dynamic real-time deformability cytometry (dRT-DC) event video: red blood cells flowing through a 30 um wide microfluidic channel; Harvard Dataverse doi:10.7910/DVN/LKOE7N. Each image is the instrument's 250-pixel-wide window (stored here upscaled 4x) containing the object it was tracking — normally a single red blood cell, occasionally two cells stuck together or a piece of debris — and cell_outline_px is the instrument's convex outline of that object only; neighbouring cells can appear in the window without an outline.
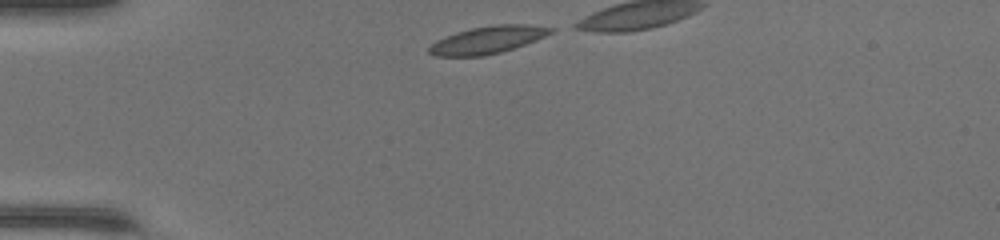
{"species": "common noctule bat (a hibernating species)", "species_latin": "Nyctalus noctula", "temperature_condition": "warm", "stored_images_in_passage": 11, "camera_frame_rate_fps": 3000, "um_per_image_px": 0.085, "animal": {"sex": "female", "body_mass_g": 17.0, "forearm_length_mm": 48.0}, "frame": {"image": 1, "passage_image": 1, "time_ms": 0.0, "image_size_px": [1000, 240], "cell_outline_px": [[556, 28], [552, 32], [536, 40], [500, 52], [484, 56], [436, 56], [428, 52], [428, 48], [436, 40], [456, 32], [472, 28], [496, 24], [528, 24]], "centroid_in_image_um": [41.44, 3.38], "position_along_channel_um": 43.6, "area_um2": 19.25}}
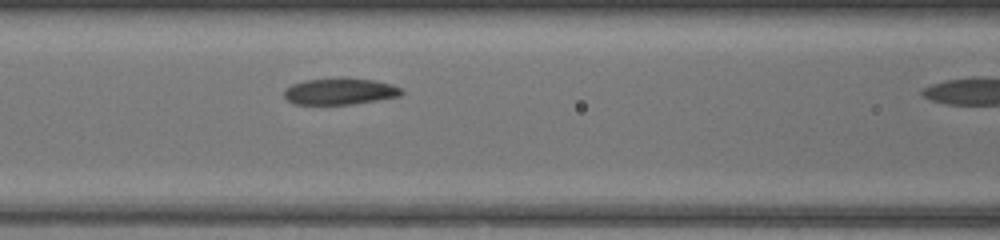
{"frame": {"image": 2, "passage_image": 10, "time_ms": 3.0, "image_size_px": [1000, 240], "cell_outline_px": [[404, 92], [400, 96], [352, 104], [296, 104], [288, 100], [284, 96], [284, 88], [292, 84], [304, 80], [344, 76], [376, 80], [392, 84], [400, 88]], "centroid_in_image_um": [28.89, 7.73], "position_along_channel_um": 137.7, "area_um2": 18.5}}